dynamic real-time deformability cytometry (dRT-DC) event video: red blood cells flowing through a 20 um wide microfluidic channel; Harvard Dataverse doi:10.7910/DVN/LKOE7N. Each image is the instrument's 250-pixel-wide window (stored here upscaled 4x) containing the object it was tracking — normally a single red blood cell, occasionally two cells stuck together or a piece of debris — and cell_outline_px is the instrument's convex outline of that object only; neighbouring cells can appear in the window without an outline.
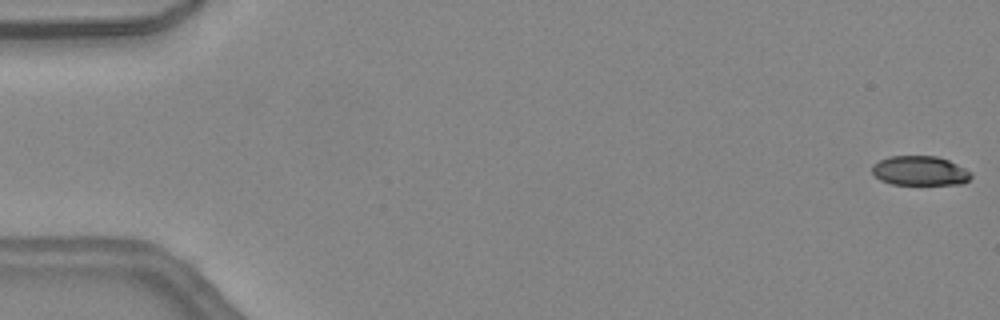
{"species": "common noctule bat (a hibernating species)", "species_latin": "Nyctalus noctula", "temperature_condition": "warm", "stored_images_in_passage": 46, "camera_frame_rate_fps": 3000, "um_per_image_px": 0.085, "animal": {"sex": "female", "body_mass_g": 24.6, "forearm_length_mm": 56.2}, "frame": {"image": 1, "passage_image": 1, "time_ms": 0.0, "image_size_px": [1000, 320], "cell_outline_px": [[972, 176], [964, 184], [892, 184], [880, 180], [872, 172], [872, 164], [888, 156], [936, 156], [948, 160], [972, 172]], "centroid_in_image_um": [78.19, 14.51], "position_along_channel_um": 6.8, "area_um2": 16.99}}
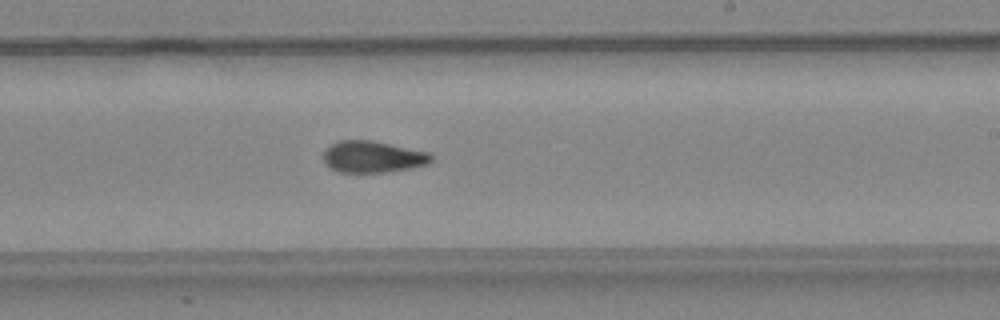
{"frame": {"image": 2, "passage_image": 28, "time_ms": 9.0, "image_size_px": [1000, 320], "cell_outline_px": [[432, 160], [428, 164], [408, 168], [384, 172], [340, 172], [324, 164], [324, 152], [332, 144], [340, 140], [372, 140], [428, 152], [432, 156]], "centroid_in_image_um": [31.68, 13.32], "position_along_channel_um": 257.3, "area_um2": 19.59}}
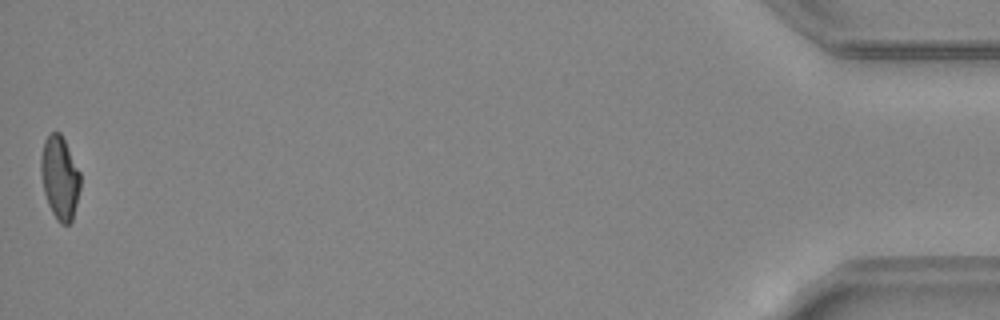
{"frame": {"image": 3, "passage_image": 46, "time_ms": 15.0, "image_size_px": [1000, 320], "cell_outline_px": [[80, 188], [72, 220], [68, 224], [60, 224], [56, 220], [48, 204], [44, 192], [40, 172], [40, 156], [44, 140], [52, 132], [60, 132], [80, 172]], "centroid_in_image_um": [5.06, 15.11], "position_along_channel_um": 430.1, "area_um2": 19.07}, "authors_computed_cell_mechanics": {"area_um2": 19.6231, "velocity_mm_per_s": 4.5274, "shape_relaxation_time_tau1_ms": null, "shape_relaxation_time_tau2_ms": 6.0217, "deformation_change_tau1": null, "deformation_change_tau2": 0.1348}}